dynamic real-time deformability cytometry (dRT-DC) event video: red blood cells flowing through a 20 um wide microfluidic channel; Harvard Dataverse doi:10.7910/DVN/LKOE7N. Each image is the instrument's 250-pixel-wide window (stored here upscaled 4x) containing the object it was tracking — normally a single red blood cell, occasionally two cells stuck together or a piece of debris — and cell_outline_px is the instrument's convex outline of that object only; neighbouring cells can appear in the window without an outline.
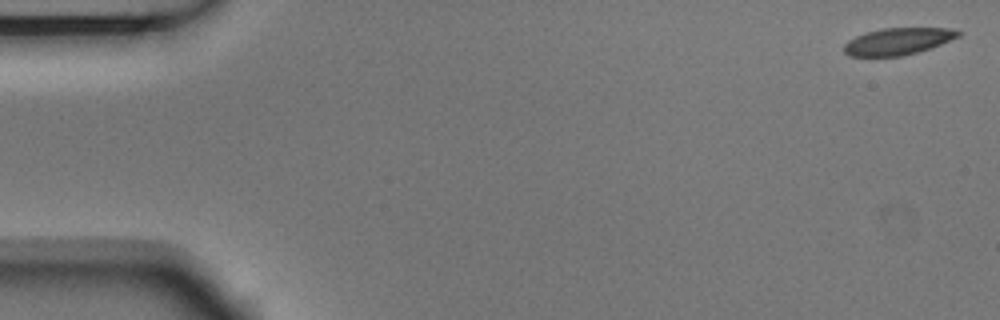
{"species": "Egyptian fruit bat (a non-hibernating species)", "species_latin": "Rousettus aegyptiacus", "temperature_condition": "room temperature", "stored_images_in_passage": 5, "camera_frame_rate_fps": 3000, "um_per_image_px": 0.085, "animal": {"sex": "male"}, "frame": {"image": 1, "passage_image": 1, "time_ms": 0.0, "image_size_px": [1000, 320], "cell_outline_px": [[960, 36], [940, 44], [916, 52], [900, 56], [848, 56], [844, 52], [844, 44], [848, 40], [864, 32], [880, 28], [948, 28], [960, 32]], "centroid_in_image_um": [76.26, 3.5], "position_along_channel_um": 8.7, "area_um2": 17.74}}
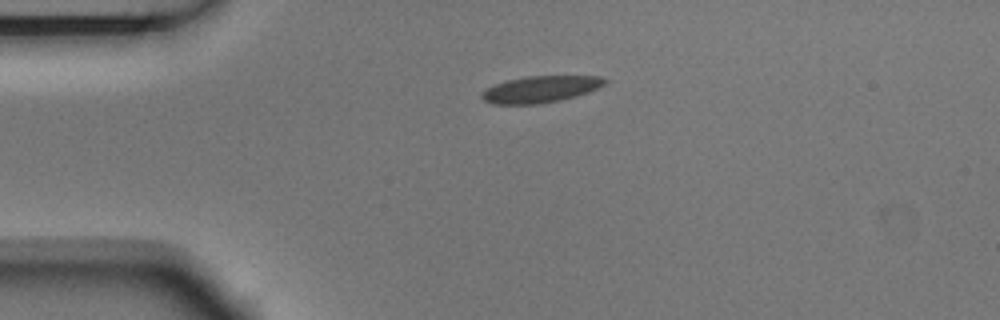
{"frame": {"image": 2, "passage_image": 4, "time_ms": 1.0, "image_size_px": [1000, 320], "cell_outline_px": [[608, 80], [600, 88], [576, 96], [560, 100], [540, 104], [492, 104], [484, 100], [480, 96], [488, 88], [496, 84], [508, 80], [528, 76], [600, 76]], "centroid_in_image_um": [45.98, 7.59], "position_along_channel_um": 39.0, "area_um2": 18.96}}